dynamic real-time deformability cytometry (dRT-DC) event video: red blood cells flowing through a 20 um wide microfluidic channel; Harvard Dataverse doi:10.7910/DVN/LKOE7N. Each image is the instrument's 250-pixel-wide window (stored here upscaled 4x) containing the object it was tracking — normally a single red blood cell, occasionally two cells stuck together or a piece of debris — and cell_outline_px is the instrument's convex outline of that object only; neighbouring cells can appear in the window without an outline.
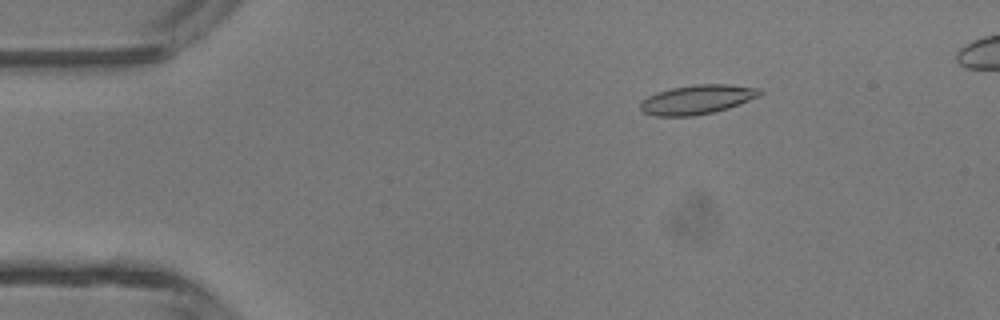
{"species": "common noctule bat (a hibernating species)", "species_latin": "Nyctalus noctula", "temperature_condition": "room temperature", "stored_images_in_passage": 47, "camera_frame_rate_fps": 3000, "um_per_image_px": 0.085, "animal": {"sex": "male", "body_mass_g": 13.3}, "frame": {"image": 1, "passage_image": 8, "time_ms": 2.333, "image_size_px": [1000, 320], "cell_outline_px": [[764, 92], [760, 96], [728, 108], [712, 112], [692, 116], [656, 116], [644, 112], [640, 108], [640, 104], [648, 96], [656, 92], [672, 88], [696, 84], [728, 84], [760, 88]], "centroid_in_image_um": [59.29, 8.45], "position_along_channel_um": 25.7, "area_um2": 20.29}}
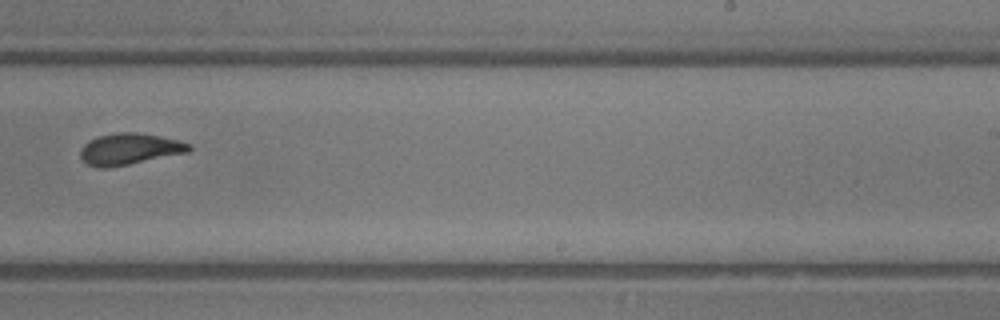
{"frame": {"image": 2, "passage_image": 30, "time_ms": 9.667, "image_size_px": [1000, 320], "cell_outline_px": [[192, 148], [188, 152], [108, 168], [100, 168], [88, 164], [80, 156], [80, 148], [88, 140], [100, 136], [120, 132], [136, 132], [160, 136], [192, 144]], "centroid_in_image_um": [10.99, 12.66], "position_along_channel_um": 278.0, "area_um2": 19.65}}
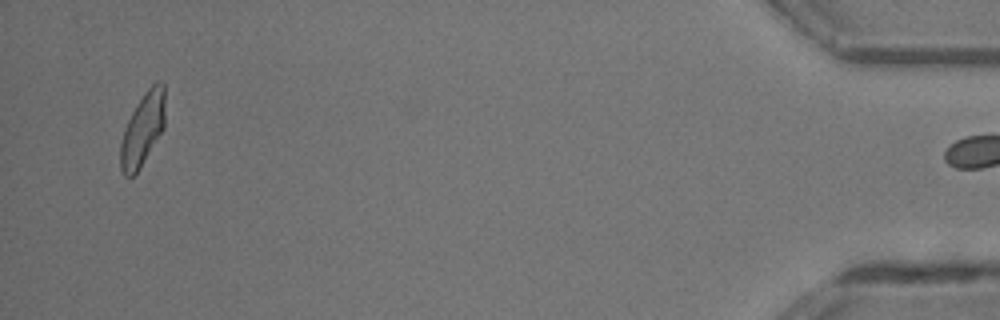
{"frame": {"image": 3, "passage_image": 46, "time_ms": 15.0, "image_size_px": [1000, 320], "cell_outline_px": [[164, 128], [140, 168], [132, 176], [124, 176], [120, 168], [120, 144], [124, 128], [136, 104], [144, 92], [156, 80], [160, 80], [164, 84]], "centroid_in_image_um": [12.12, 10.97], "position_along_channel_um": 423.1, "area_um2": 18.96}, "authors_computed_cell_mechanics": {"area_um2": 19.5942, "velocity_mm_per_s": 4.3639, "shape_relaxation_time_tau1_ms": 8.8386, "shape_relaxation_time_tau2_ms": 1.9018, "deformation_change_tau1": 0.2628, "deformation_change_tau2": 0.0959}}